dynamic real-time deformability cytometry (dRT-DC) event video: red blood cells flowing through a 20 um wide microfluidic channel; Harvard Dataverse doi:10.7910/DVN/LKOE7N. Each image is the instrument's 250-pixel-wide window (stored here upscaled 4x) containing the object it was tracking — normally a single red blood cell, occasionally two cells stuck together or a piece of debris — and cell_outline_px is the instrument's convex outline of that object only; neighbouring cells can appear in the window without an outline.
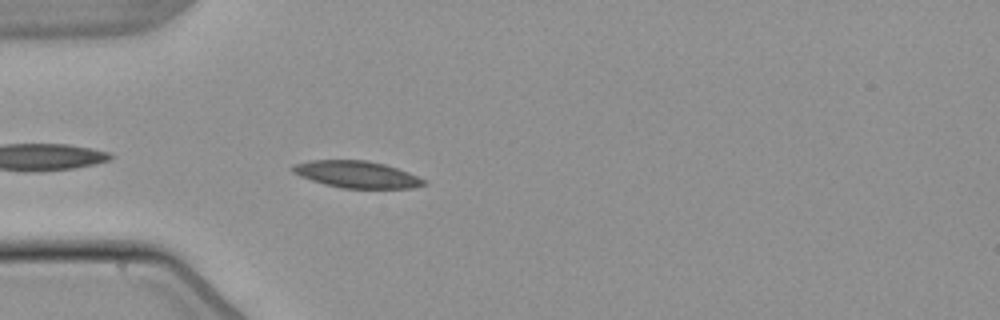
{"species": "common noctule bat (a hibernating species)", "species_latin": "Nyctalus noctula", "temperature_condition": "warm", "stored_images_in_passage": 41, "camera_frame_rate_fps": 3000, "um_per_image_px": 0.085, "animal": {"sex": "male", "body_mass_g": 21.5, "forearm_length_mm": 52.0}, "frame": {"image": 1, "passage_image": 3, "time_ms": 0.667, "image_size_px": [1000, 320], "cell_outline_px": [[428, 184], [412, 188], [340, 188], [324, 184], [300, 176], [292, 172], [292, 164], [312, 160], [368, 160], [384, 164], [408, 172], [424, 180]], "centroid_in_image_um": [30.3, 14.82], "position_along_channel_um": 54.7, "area_um2": 20.46}}
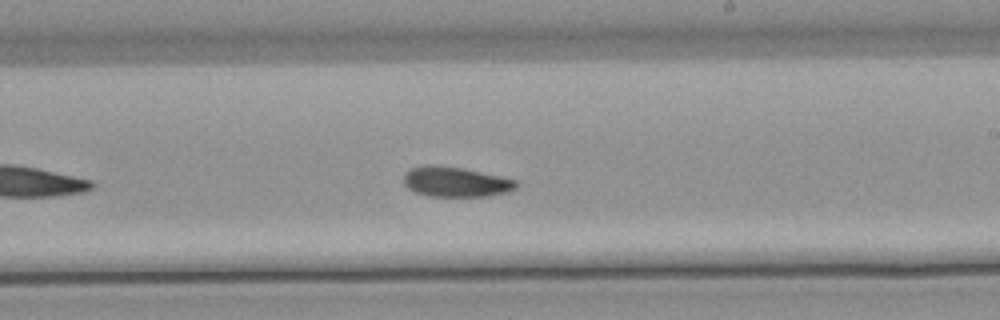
{"frame": {"image": 2, "passage_image": 19, "time_ms": 6.0, "image_size_px": [1000, 320], "cell_outline_px": [[516, 188], [508, 192], [488, 196], [428, 196], [416, 192], [408, 188], [404, 184], [404, 172], [412, 168], [424, 164], [436, 164], [460, 168], [500, 176], [516, 180]], "centroid_in_image_um": [38.69, 15.45], "position_along_channel_um": 250.3, "area_um2": 19.65}}
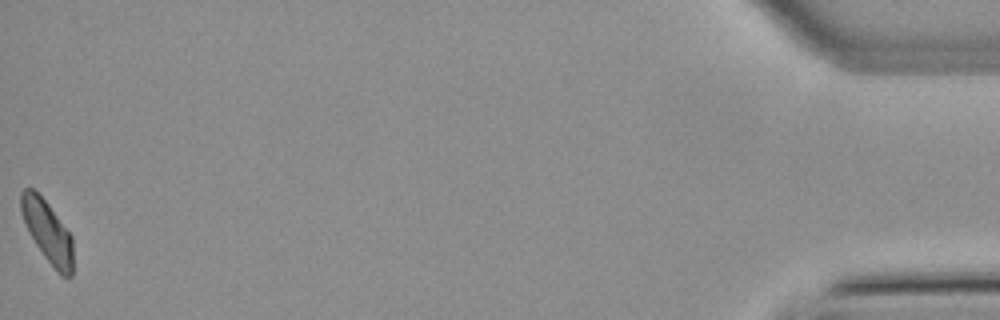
{"frame": {"image": 3, "passage_image": 41, "time_ms": 13.333, "image_size_px": [1000, 320], "cell_outline_px": [[72, 276], [68, 280], [60, 276], [44, 256], [28, 232], [20, 212], [20, 192], [24, 188], [32, 188], [48, 204], [72, 236]], "centroid_in_image_um": [4.03, 19.71], "position_along_channel_um": 431.2, "area_um2": 18.73}, "authors_computed_cell_mechanics": {"area_um2": 19.5942, "velocity_mm_per_s": 3.8212, "shape_relaxation_time_tau1_ms": null, "shape_relaxation_time_tau2_ms": 9.2062, "deformation_change_tau1": null, "deformation_change_tau2": 0.138}}